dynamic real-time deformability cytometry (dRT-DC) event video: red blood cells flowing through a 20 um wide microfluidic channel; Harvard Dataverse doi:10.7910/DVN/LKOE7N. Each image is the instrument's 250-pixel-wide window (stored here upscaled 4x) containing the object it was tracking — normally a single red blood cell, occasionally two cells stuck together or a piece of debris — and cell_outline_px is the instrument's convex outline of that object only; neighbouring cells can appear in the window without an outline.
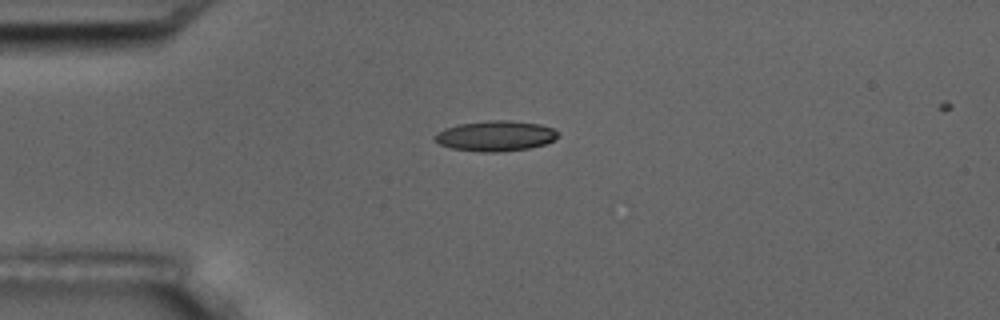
{"species": "common noctule bat (a hibernating species)", "species_latin": "Nyctalus noctula", "temperature_condition": "room temperature", "stored_images_in_passage": 13, "camera_frame_rate_fps": 3000, "um_per_image_px": 0.085, "animal": {"sex": "male", "body_mass_g": 17.5, "forearm_length_mm": 52.3}, "frame": {"image": 1, "passage_image": 1, "time_ms": 0.0, "image_size_px": [1000, 320], "cell_outline_px": [[560, 136], [544, 144], [528, 148], [500, 152], [480, 152], [452, 148], [440, 144], [432, 136], [436, 132], [444, 128], [460, 124], [488, 120], [512, 120], [540, 124], [552, 128], [560, 132]], "centroid_in_image_um": [42.12, 11.54], "position_along_channel_um": 42.9, "area_um2": 21.91}}
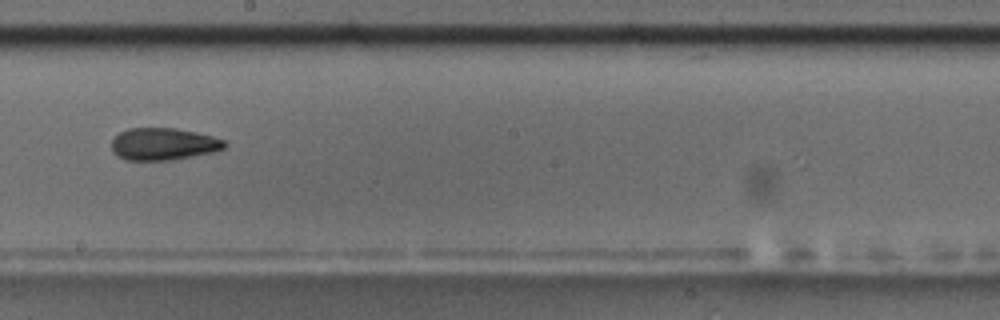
{"frame": {"image": 2, "passage_image": 6, "time_ms": 6.0, "image_size_px": [1000, 320], "cell_outline_px": [[228, 144], [224, 148], [216, 152], [172, 160], [128, 160], [116, 156], [112, 152], [112, 140], [120, 132], [128, 128], [176, 128], [196, 132], [212, 136], [224, 140]], "centroid_in_image_um": [13.91, 12.25], "position_along_channel_um": 234.3, "area_um2": 21.39}, "authors_computed_cell_mechanics": {"area_um2": 21.5594, "velocity_mm_per_s": 3.5682, "shape_relaxation_time_tau1_ms": 4.0031, "shape_relaxation_time_tau2_ms": 6.4152, "deformation_change_tau1": 0.1158, "deformation_change_tau2": 0.1161}}